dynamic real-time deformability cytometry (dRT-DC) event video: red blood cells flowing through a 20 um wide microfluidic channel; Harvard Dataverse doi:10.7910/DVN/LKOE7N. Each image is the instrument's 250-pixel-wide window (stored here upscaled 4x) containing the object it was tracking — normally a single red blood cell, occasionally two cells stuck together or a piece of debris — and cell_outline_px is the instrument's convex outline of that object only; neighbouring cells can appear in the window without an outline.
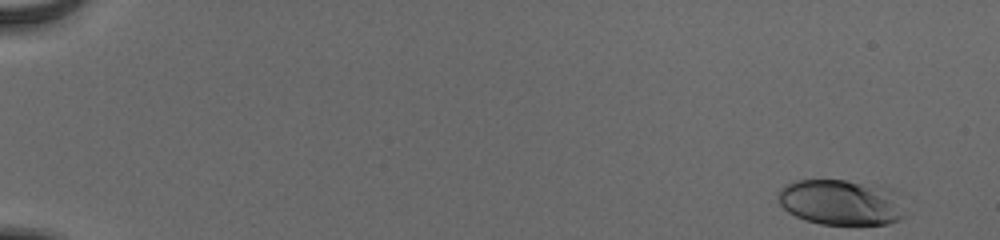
{"species": "human", "species_latin": "Homo sapiens", "temperature_condition": "cold", "stored_images_in_passage": 53, "camera_frame_rate_fps": 3000, "um_per_image_px": 0.085, "donor": {"sex": "male"}, "frame": {"image": 1, "passage_image": 1, "time_ms": 0.0, "image_size_px": [1000, 240], "cell_outline_px": [[904, 216], [900, 220], [888, 224], [820, 224], [804, 220], [788, 212], [780, 204], [776, 196], [780, 188], [784, 184], [796, 180], [844, 180], [888, 188], [900, 192], [904, 212]], "centroid_in_image_um": [71.49, 17.2], "position_along_channel_um": 13.5, "area_um2": 34.1}}
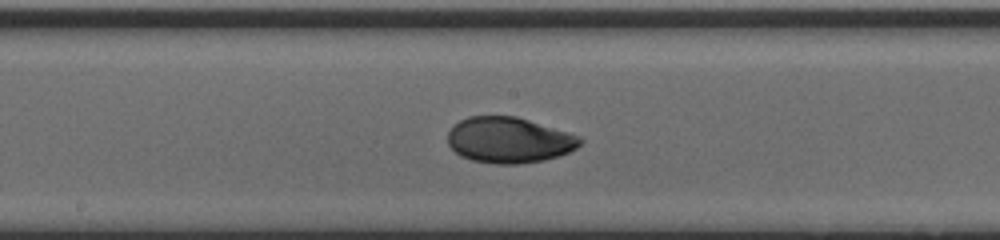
{"frame": {"image": 2, "passage_image": 30, "time_ms": 9.667, "image_size_px": [1000, 240], "cell_outline_px": [[584, 140], [576, 148], [560, 156], [544, 160], [520, 164], [496, 164], [472, 160], [460, 156], [448, 144], [448, 132], [460, 120], [468, 116], [516, 116], [568, 132], [580, 136]], "centroid_in_image_um": [43.28, 11.91], "position_along_channel_um": 204.9, "area_um2": 35.32}}
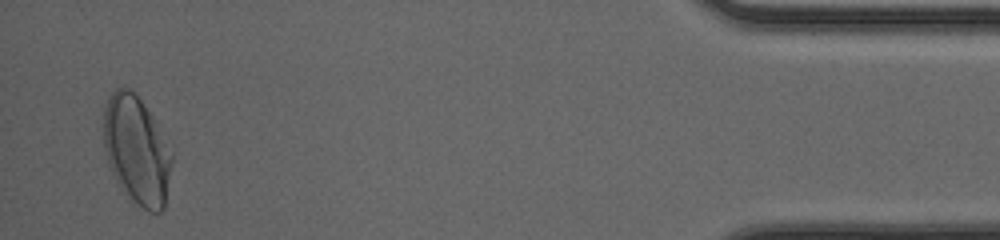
{"frame": {"image": 3, "passage_image": 52, "time_ms": 17.0, "image_size_px": [1000, 240], "cell_outline_px": [[172, 160], [164, 208], [160, 212], [148, 212], [132, 204], [128, 200], [120, 188], [108, 164], [104, 148], [104, 108], [108, 96], [116, 88], [128, 88], [136, 92], [172, 152]], "centroid_in_image_um": [11.58, 12.82], "position_along_channel_um": 423.6, "area_um2": 43.12}, "authors_computed_cell_mechanics": {"area_um2": 34.9112, "velocity_mm_per_s": 3.8808, "shape_relaxation_time_tau1_ms": 3.9539, "shape_relaxation_time_tau2_ms": 1.0449, "deformation_change_tau1": 0.1648, "deformation_change_tau2": 0.0373}}